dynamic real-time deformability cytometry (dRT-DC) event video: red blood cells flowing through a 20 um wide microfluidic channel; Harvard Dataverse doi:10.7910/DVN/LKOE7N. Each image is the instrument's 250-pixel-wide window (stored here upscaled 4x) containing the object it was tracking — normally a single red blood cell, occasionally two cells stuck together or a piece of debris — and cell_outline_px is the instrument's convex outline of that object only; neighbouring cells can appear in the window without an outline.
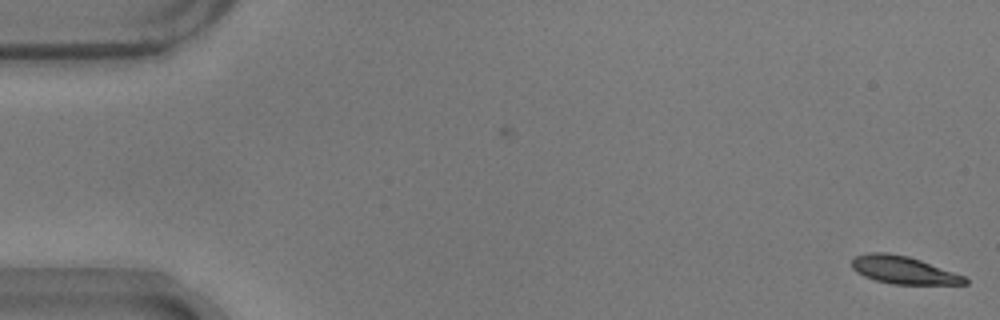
{"species": "common noctule bat (a hibernating species)", "species_latin": "Nyctalus noctula", "temperature_condition": "warm", "stored_images_in_passage": 5, "camera_frame_rate_fps": 3000, "um_per_image_px": 0.085, "animal": {"sex": "male", "body_mass_g": 17.9}, "frame": {"image": 1, "passage_image": 5, "time_ms": 1.333, "image_size_px": [1000, 320], "cell_outline_px": [[968, 284], [892, 284], [876, 280], [864, 276], [856, 272], [852, 268], [852, 260], [856, 256], [868, 252], [888, 252], [908, 256], [920, 260], [964, 276], [968, 280]], "centroid_in_image_um": [76.76, 22.95], "position_along_channel_um": 8.2, "area_um2": 18.09}}